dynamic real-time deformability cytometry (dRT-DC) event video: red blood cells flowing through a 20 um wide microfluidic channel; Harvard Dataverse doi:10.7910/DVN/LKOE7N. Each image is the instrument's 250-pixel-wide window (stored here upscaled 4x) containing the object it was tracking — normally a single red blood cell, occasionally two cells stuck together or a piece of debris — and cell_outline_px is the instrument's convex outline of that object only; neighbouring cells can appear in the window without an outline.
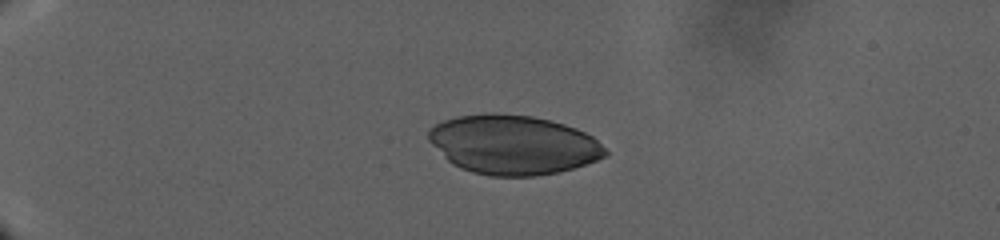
{"species": "human", "species_latin": "Homo sapiens", "temperature_condition": "warm", "stored_images_in_passage": 43, "camera_frame_rate_fps": 3000, "um_per_image_px": 0.085, "donor": {"sex": "male"}, "frame": {"image": 1, "passage_image": 1, "time_ms": 0.0, "image_size_px": [1000, 240], "cell_outline_px": [[608, 152], [604, 156], [596, 160], [560, 172], [536, 176], [488, 176], [472, 172], [460, 168], [452, 164], [428, 140], [428, 132], [436, 124], [444, 120], [456, 116], [484, 112], [496, 112], [532, 116], [564, 124], [576, 128], [592, 136]], "centroid_in_image_um": [43.59, 12.29], "position_along_channel_um": 41.4, "area_um2": 61.09}}
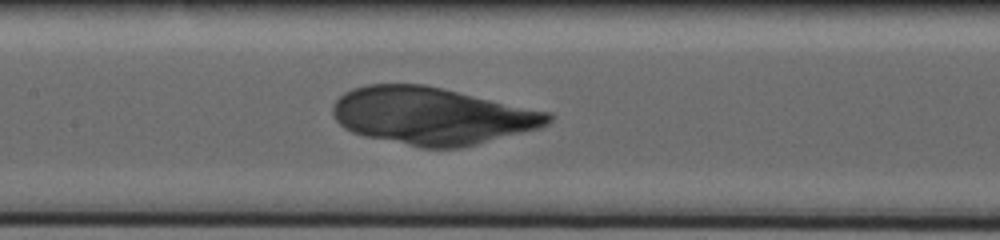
{"frame": {"image": 2, "passage_image": 17, "time_ms": 11.333, "image_size_px": [1000, 240], "cell_outline_px": [[556, 116], [548, 124], [540, 128], [460, 148], [420, 148], [364, 136], [352, 132], [344, 128], [336, 120], [332, 112], [332, 108], [336, 100], [344, 92], [352, 88], [368, 84], [424, 84], [552, 112]], "centroid_in_image_um": [36.73, 9.85], "position_along_channel_um": 170.7, "area_um2": 72.25}}
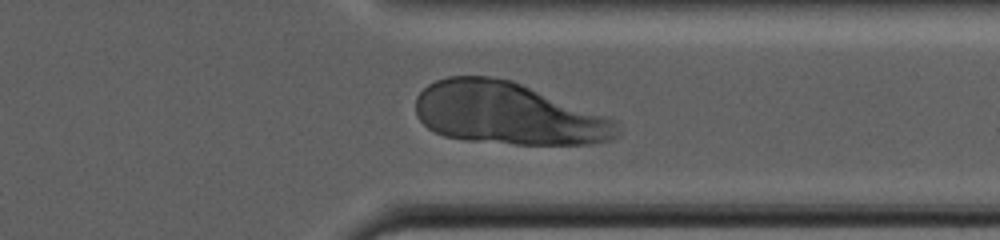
{"frame": {"image": 3, "passage_image": 33, "time_ms": 22.333, "image_size_px": [1000, 240], "cell_outline_px": [[620, 136], [612, 140], [592, 144], [516, 144], [464, 140], [444, 136], [428, 128], [416, 116], [416, 96], [428, 84], [436, 80], [448, 76], [488, 76], [512, 80], [608, 116], [616, 120], [620, 124]], "centroid_in_image_um": [43.21, 9.66], "position_along_channel_um": 368.2, "area_um2": 73.58}}